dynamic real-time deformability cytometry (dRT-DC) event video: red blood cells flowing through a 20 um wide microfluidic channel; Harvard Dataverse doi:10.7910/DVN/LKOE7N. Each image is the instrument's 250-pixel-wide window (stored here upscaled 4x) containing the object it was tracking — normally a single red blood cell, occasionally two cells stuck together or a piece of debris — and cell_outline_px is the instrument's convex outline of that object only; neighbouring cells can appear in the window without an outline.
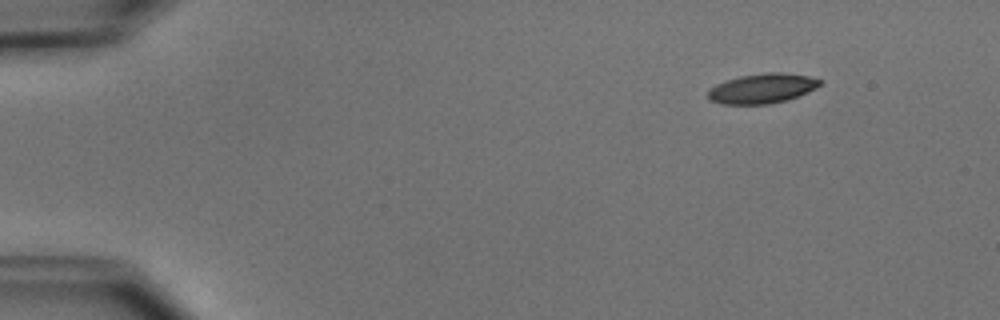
{"species": "common noctule bat (a hibernating species)", "species_latin": "Nyctalus noctula", "temperature_condition": "cold", "stored_images_in_passage": 6, "camera_frame_rate_fps": 3000, "um_per_image_px": 0.085, "animal": {"sex": "male", "body_mass_g": 15.6}, "frame": {"image": 1, "passage_image": 1, "time_ms": 0.0, "image_size_px": [1000, 320], "cell_outline_px": [[824, 80], [816, 88], [808, 92], [788, 100], [768, 104], [720, 104], [708, 100], [708, 88], [716, 84], [740, 76], [768, 72], [780, 72], [808, 76]], "centroid_in_image_um": [64.78, 7.52], "position_along_channel_um": 20.2, "area_um2": 19.54}}
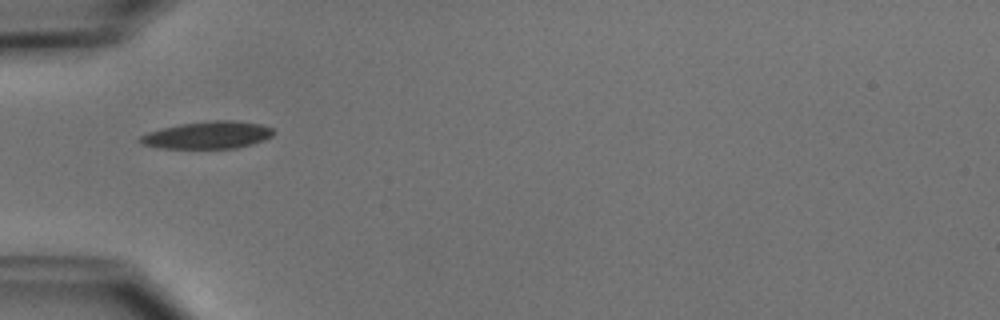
{"frame": {"image": 2, "passage_image": 4, "time_ms": 3.667, "image_size_px": [1000, 320], "cell_outline_px": [[272, 136], [264, 140], [252, 144], [236, 148], [160, 148], [144, 144], [136, 140], [140, 136], [148, 132], [160, 128], [180, 124], [212, 120], [236, 120], [260, 124], [272, 128]], "centroid_in_image_um": [17.64, 11.47], "position_along_channel_um": 67.4, "area_um2": 21.21}}
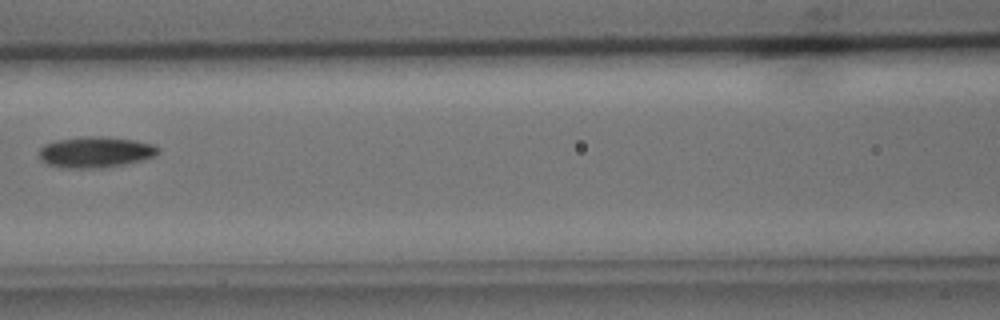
{"frame": {"image": 3, "passage_image": 6, "time_ms": 6.0, "image_size_px": [1000, 320], "cell_outline_px": [[160, 152], [152, 156], [140, 160], [124, 164], [104, 168], [60, 168], [48, 164], [40, 160], [40, 148], [44, 144], [56, 140], [80, 136], [100, 136], [132, 140], [152, 144], [160, 148]], "centroid_in_image_um": [8.07, 12.93], "position_along_channel_um": 158.5, "area_um2": 21.5}}